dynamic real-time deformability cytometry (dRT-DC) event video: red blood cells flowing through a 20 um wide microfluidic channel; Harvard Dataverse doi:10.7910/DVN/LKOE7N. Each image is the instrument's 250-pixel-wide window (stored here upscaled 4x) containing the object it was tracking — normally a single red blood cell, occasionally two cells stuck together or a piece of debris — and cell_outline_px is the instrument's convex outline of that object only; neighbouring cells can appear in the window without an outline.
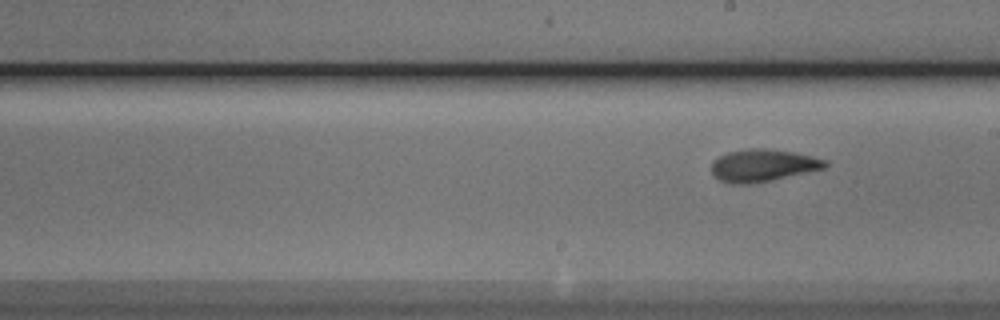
{"species": "Egyptian fruit bat (a non-hibernating species)", "species_latin": "Rousettus aegyptiacus", "temperature_condition": "cold", "stored_images_in_passage": 7, "segment_of_instrument_passage": [2, 2], "camera_frame_rate_fps": 3000, "um_per_image_px": 0.085, "animal": {"sex": "male"}, "frame": {"image": 1, "passage_image": 7, "time_ms": 7.667, "image_size_px": [1000, 320], "cell_outline_px": [[828, 164], [824, 168], [768, 180], [748, 184], [732, 184], [720, 180], [712, 172], [712, 160], [728, 152], [748, 148], [764, 148], [792, 152], [812, 156], [828, 160]], "centroid_in_image_um": [64.82, 14.04], "position_along_channel_um": 224.2, "area_um2": 21.04}}